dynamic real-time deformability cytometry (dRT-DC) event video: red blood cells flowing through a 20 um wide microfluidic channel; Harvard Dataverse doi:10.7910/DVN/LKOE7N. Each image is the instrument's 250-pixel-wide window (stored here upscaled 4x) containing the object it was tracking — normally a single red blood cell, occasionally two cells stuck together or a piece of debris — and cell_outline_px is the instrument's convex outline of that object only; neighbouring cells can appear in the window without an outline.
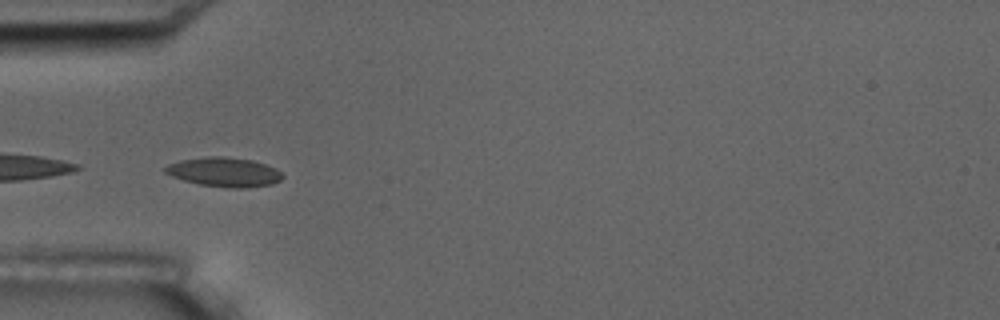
{"species": "common noctule bat (a hibernating species)", "species_latin": "Nyctalus noctula", "temperature_condition": "room temperature", "stored_images_in_passage": 10, "camera_frame_rate_fps": 3000, "um_per_image_px": 0.085, "animal": {"sex": "male", "body_mass_g": 17.5, "forearm_length_mm": 52.3}, "frame": {"image": 1, "passage_image": 4, "time_ms": 3.333, "image_size_px": [1000, 320], "cell_outline_px": [[284, 176], [280, 180], [272, 184], [248, 188], [228, 188], [200, 184], [184, 180], [172, 176], [164, 172], [164, 168], [168, 164], [180, 160], [204, 156], [224, 156], [252, 160], [276, 168]], "centroid_in_image_um": [19.05, 14.62], "position_along_channel_um": 65.9, "area_um2": 20.11}}
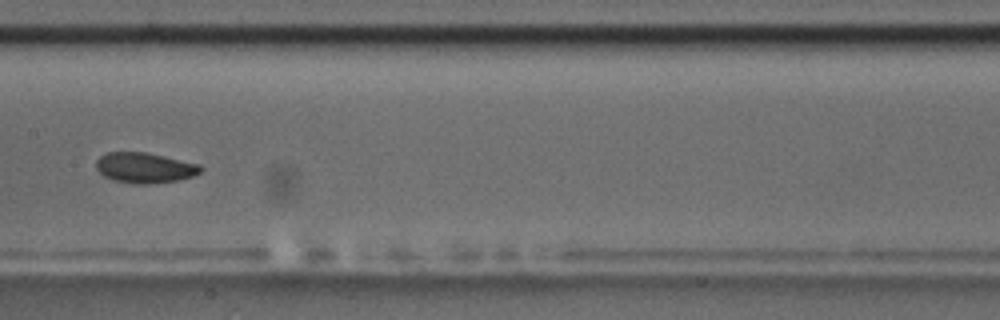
{"frame": {"image": 2, "passage_image": 7, "time_ms": 7.0, "image_size_px": [1000, 320], "cell_outline_px": [[204, 168], [200, 172], [192, 176], [176, 180], [148, 184], [132, 184], [112, 180], [104, 176], [96, 168], [96, 160], [100, 156], [108, 152], [144, 152], [164, 156], [200, 164]], "centroid_in_image_um": [12.28, 14.26], "position_along_channel_um": 195.1, "area_um2": 18.5}}